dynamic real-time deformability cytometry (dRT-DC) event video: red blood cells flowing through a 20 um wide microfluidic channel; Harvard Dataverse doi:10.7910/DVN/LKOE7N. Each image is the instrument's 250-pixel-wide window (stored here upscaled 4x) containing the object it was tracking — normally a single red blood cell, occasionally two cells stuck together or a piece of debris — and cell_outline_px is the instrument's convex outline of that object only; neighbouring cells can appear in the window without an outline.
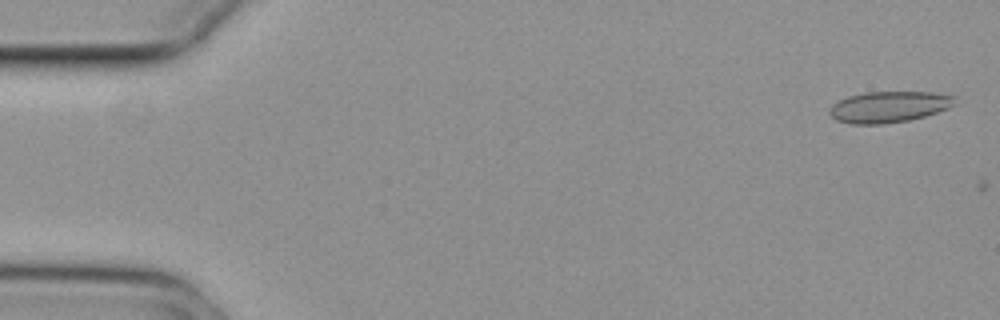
{"species": "common noctule bat (a hibernating species)", "species_latin": "Nyctalus noctula", "temperature_condition": "cold", "stored_images_in_passage": 3, "camera_frame_rate_fps": 3000, "um_per_image_px": 0.085, "animal": {"sex": "female", "body_mass_g": 29.2, "forearm_length_mm": 56.3}, "frame": {"image": 1, "passage_image": 2, "time_ms": 0.333, "image_size_px": [1000, 320], "cell_outline_px": [[956, 104], [948, 108], [924, 116], [908, 120], [884, 124], [852, 124], [836, 120], [828, 112], [828, 108], [832, 104], [848, 96], [864, 92], [932, 92], [956, 96]], "centroid_in_image_um": [75.55, 9.08], "position_along_channel_um": 9.5, "area_um2": 22.83}}